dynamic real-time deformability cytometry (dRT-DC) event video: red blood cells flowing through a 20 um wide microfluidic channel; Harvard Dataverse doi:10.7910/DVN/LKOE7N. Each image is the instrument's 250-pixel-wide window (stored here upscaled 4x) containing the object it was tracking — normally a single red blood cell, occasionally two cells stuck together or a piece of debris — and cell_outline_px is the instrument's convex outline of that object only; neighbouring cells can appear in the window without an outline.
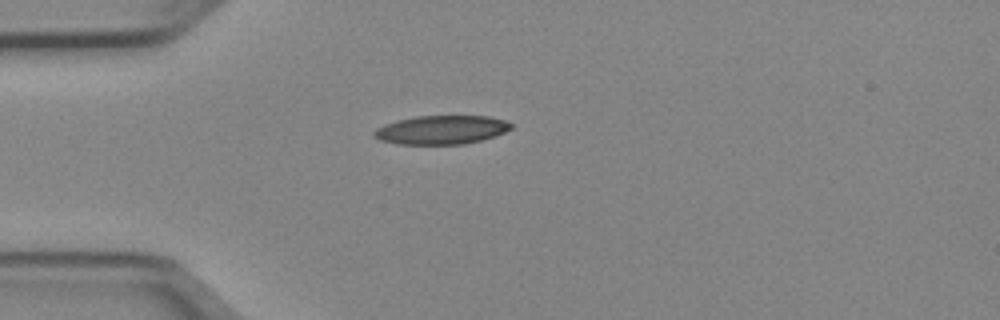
{"species": "Egyptian fruit bat (a non-hibernating species)", "species_latin": "Rousettus aegyptiacus", "temperature_condition": "cold", "stored_images_in_passage": 38, "camera_frame_rate_fps": 3000, "um_per_image_px": 0.085, "animal": {"sex": "female"}, "frame": {"image": 1, "passage_image": 1, "time_ms": 0.0, "image_size_px": [1000, 320], "cell_outline_px": [[512, 128], [496, 136], [464, 144], [396, 144], [380, 140], [372, 136], [372, 132], [376, 128], [384, 124], [396, 120], [416, 116], [488, 116], [504, 120], [512, 124]], "centroid_in_image_um": [37.48, 11.04], "position_along_channel_um": 47.5, "area_um2": 23.06}}
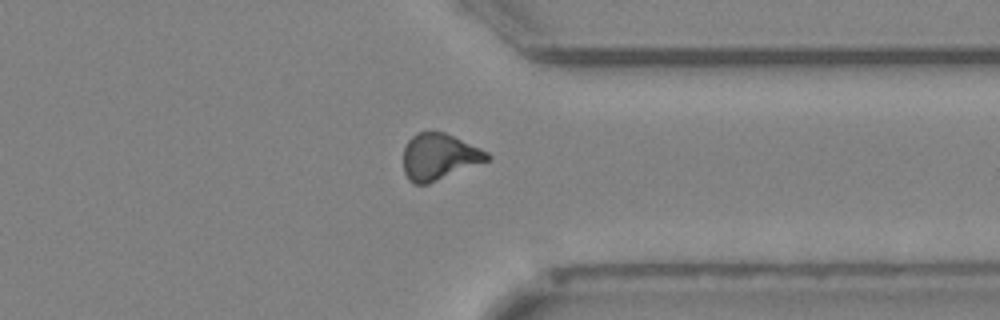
{"frame": {"image": 2, "passage_image": 27, "time_ms": 8.667, "image_size_px": [1000, 320], "cell_outline_px": [[492, 156], [488, 160], [428, 184], [412, 184], [408, 180], [404, 172], [404, 148], [408, 140], [416, 132], [444, 132], [480, 148], [488, 152]], "centroid_in_image_um": [37.3, 13.33], "position_along_channel_um": 374.1, "area_um2": 22.48}}
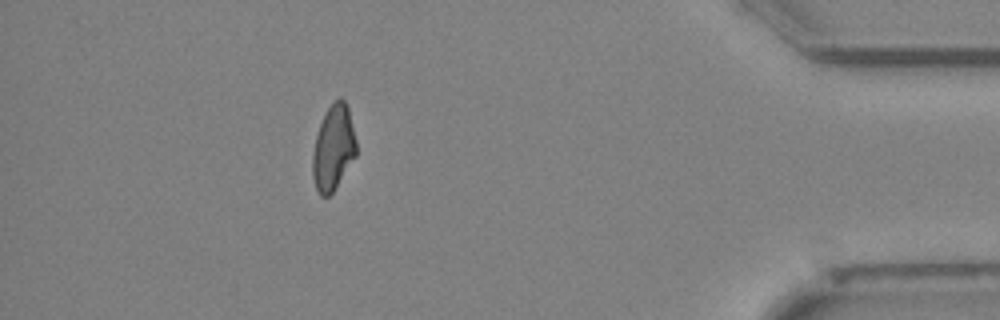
{"frame": {"image": 3, "passage_image": 33, "time_ms": 10.667, "image_size_px": [1000, 320], "cell_outline_px": [[356, 156], [332, 192], [328, 196], [320, 196], [316, 188], [312, 176], [312, 152], [316, 136], [320, 124], [332, 100], [340, 96], [344, 100], [348, 108], [356, 140]], "centroid_in_image_um": [28.32, 12.54], "position_along_channel_um": 406.9, "area_um2": 21.62}, "authors_computed_cell_mechanics": {"area_um2": 22.5998, "velocity_mm_per_s": 3.9719, "shape_relaxation_time_tau1_ms": 10.947, "shape_relaxation_time_tau2_ms": 6.7357, "deformation_change_tau1": 0.2291, "deformation_change_tau2": 0.1442}}